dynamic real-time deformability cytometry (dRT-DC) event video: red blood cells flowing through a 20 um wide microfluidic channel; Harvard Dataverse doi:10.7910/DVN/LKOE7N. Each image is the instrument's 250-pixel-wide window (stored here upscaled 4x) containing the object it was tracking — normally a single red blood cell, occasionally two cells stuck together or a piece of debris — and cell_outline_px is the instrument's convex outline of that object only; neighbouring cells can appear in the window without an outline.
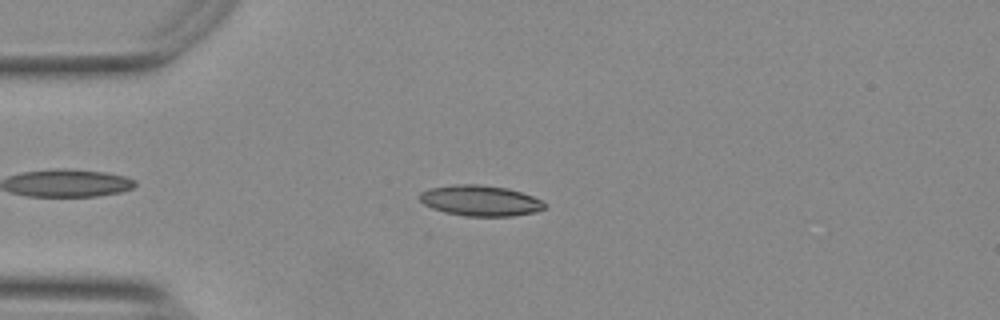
{"species": "Egyptian fruit bat (a non-hibernating species)", "species_latin": "Rousettus aegyptiacus", "temperature_condition": "warm", "stored_images_in_passage": 46, "camera_frame_rate_fps": 3000, "um_per_image_px": 0.085, "animal": {"sex": "female"}, "frame": {"image": 1, "passage_image": 9, "time_ms": 2.667, "image_size_px": [1000, 320], "cell_outline_px": [[544, 208], [536, 212], [512, 216], [464, 216], [444, 212], [432, 208], [424, 204], [420, 200], [420, 192], [428, 188], [460, 184], [480, 184], [508, 188], [532, 196], [540, 200], [544, 204]], "centroid_in_image_um": [40.8, 17.05], "position_along_channel_um": 44.2, "area_um2": 22.25}}
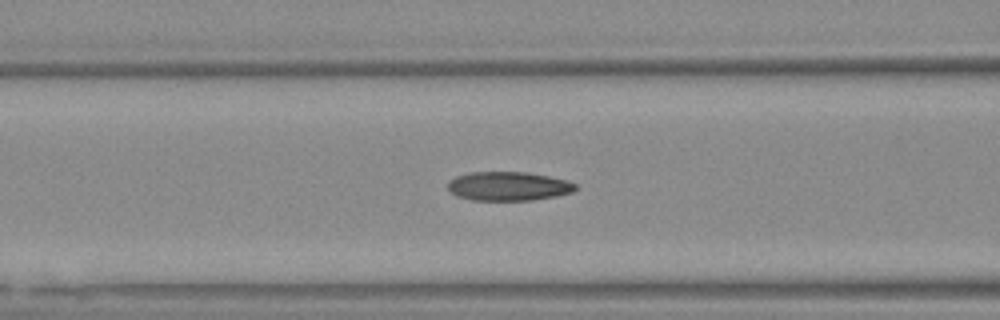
{"frame": {"image": 2, "passage_image": 17, "time_ms": 5.333, "image_size_px": [1000, 320], "cell_outline_px": [[576, 188], [572, 192], [556, 196], [532, 200], [472, 200], [456, 196], [448, 188], [448, 184], [456, 176], [472, 172], [528, 172], [568, 180], [576, 184]], "centroid_in_image_um": [43.24, 15.82], "position_along_channel_um": 123.4, "area_um2": 21.44}}
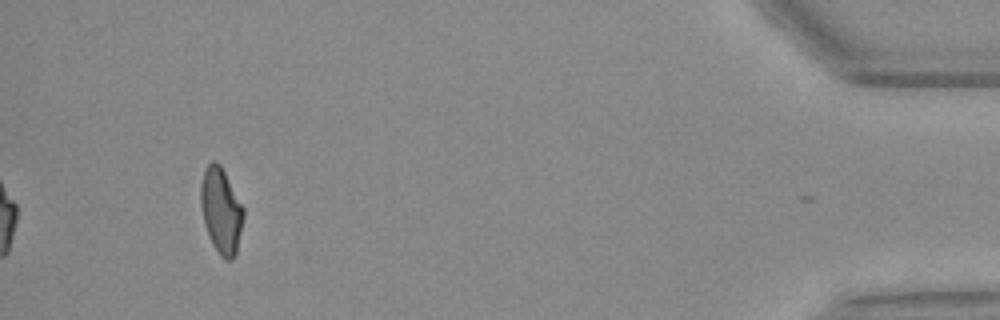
{"frame": {"image": 3, "passage_image": 46, "time_ms": 15.0, "image_size_px": [1000, 320], "cell_outline_px": [[244, 216], [236, 252], [232, 260], [224, 260], [220, 256], [212, 244], [204, 224], [200, 204], [200, 184], [204, 168], [212, 160], [216, 160], [220, 164], [244, 208]], "centroid_in_image_um": [18.77, 17.89], "position_along_channel_um": 416.4, "area_um2": 21.44}, "authors_computed_cell_mechanics": {"area_um2": 21.4438, "velocity_mm_per_s": 3.7645, "shape_relaxation_time_tau1_ms": 6.4002, "shape_relaxation_time_tau2_ms": 2.2751, "deformation_change_tau1": 0.1874, "deformation_change_tau2": 0.0951}}